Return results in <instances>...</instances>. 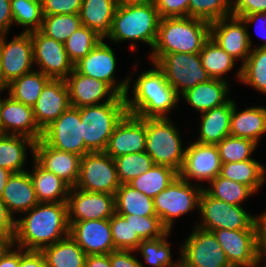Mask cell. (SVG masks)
I'll use <instances>...</instances> for the list:
<instances>
[{
    "label": "cell",
    "instance_id": "obj_1",
    "mask_svg": "<svg viewBox=\"0 0 266 267\" xmlns=\"http://www.w3.org/2000/svg\"><path fill=\"white\" fill-rule=\"evenodd\" d=\"M15 219L13 245L41 251L69 235L67 202L38 203Z\"/></svg>",
    "mask_w": 266,
    "mask_h": 267
},
{
    "label": "cell",
    "instance_id": "obj_2",
    "mask_svg": "<svg viewBox=\"0 0 266 267\" xmlns=\"http://www.w3.org/2000/svg\"><path fill=\"white\" fill-rule=\"evenodd\" d=\"M142 72L134 82L133 96L125 95L127 112L140 118H169L178 108L180 96L167 82L163 71L155 64ZM129 96V97H128Z\"/></svg>",
    "mask_w": 266,
    "mask_h": 267
},
{
    "label": "cell",
    "instance_id": "obj_3",
    "mask_svg": "<svg viewBox=\"0 0 266 267\" xmlns=\"http://www.w3.org/2000/svg\"><path fill=\"white\" fill-rule=\"evenodd\" d=\"M160 20L161 17L155 4L119 2L110 33L105 39L114 41L113 43L129 40L133 52L137 49L136 42L138 41L147 43L153 49Z\"/></svg>",
    "mask_w": 266,
    "mask_h": 267
},
{
    "label": "cell",
    "instance_id": "obj_4",
    "mask_svg": "<svg viewBox=\"0 0 266 267\" xmlns=\"http://www.w3.org/2000/svg\"><path fill=\"white\" fill-rule=\"evenodd\" d=\"M210 38V22L192 17L161 18L151 54L199 53Z\"/></svg>",
    "mask_w": 266,
    "mask_h": 267
},
{
    "label": "cell",
    "instance_id": "obj_5",
    "mask_svg": "<svg viewBox=\"0 0 266 267\" xmlns=\"http://www.w3.org/2000/svg\"><path fill=\"white\" fill-rule=\"evenodd\" d=\"M82 137L91 151H105L115 127L128 113L125 96L117 95L111 102L79 108Z\"/></svg>",
    "mask_w": 266,
    "mask_h": 267
},
{
    "label": "cell",
    "instance_id": "obj_6",
    "mask_svg": "<svg viewBox=\"0 0 266 267\" xmlns=\"http://www.w3.org/2000/svg\"><path fill=\"white\" fill-rule=\"evenodd\" d=\"M186 148H183L178 128L170 118H146L145 152L154 164L180 171Z\"/></svg>",
    "mask_w": 266,
    "mask_h": 267
},
{
    "label": "cell",
    "instance_id": "obj_7",
    "mask_svg": "<svg viewBox=\"0 0 266 267\" xmlns=\"http://www.w3.org/2000/svg\"><path fill=\"white\" fill-rule=\"evenodd\" d=\"M192 183L178 176L153 198L156 214L170 232L176 218L190 213L194 208L199 209L200 195L204 186Z\"/></svg>",
    "mask_w": 266,
    "mask_h": 267
},
{
    "label": "cell",
    "instance_id": "obj_8",
    "mask_svg": "<svg viewBox=\"0 0 266 267\" xmlns=\"http://www.w3.org/2000/svg\"><path fill=\"white\" fill-rule=\"evenodd\" d=\"M149 58L163 71L167 82L179 96L198 83L211 79L203 68L199 53L150 54Z\"/></svg>",
    "mask_w": 266,
    "mask_h": 267
},
{
    "label": "cell",
    "instance_id": "obj_9",
    "mask_svg": "<svg viewBox=\"0 0 266 267\" xmlns=\"http://www.w3.org/2000/svg\"><path fill=\"white\" fill-rule=\"evenodd\" d=\"M199 212L201 223L196 226L207 231L256 229L257 216L254 217L242 206L211 197L204 189L200 195Z\"/></svg>",
    "mask_w": 266,
    "mask_h": 267
},
{
    "label": "cell",
    "instance_id": "obj_10",
    "mask_svg": "<svg viewBox=\"0 0 266 267\" xmlns=\"http://www.w3.org/2000/svg\"><path fill=\"white\" fill-rule=\"evenodd\" d=\"M120 185L115 161L105 151L89 152L81 157L75 188L115 195Z\"/></svg>",
    "mask_w": 266,
    "mask_h": 267
},
{
    "label": "cell",
    "instance_id": "obj_11",
    "mask_svg": "<svg viewBox=\"0 0 266 267\" xmlns=\"http://www.w3.org/2000/svg\"><path fill=\"white\" fill-rule=\"evenodd\" d=\"M194 227L180 249V262L186 267H232L214 233Z\"/></svg>",
    "mask_w": 266,
    "mask_h": 267
},
{
    "label": "cell",
    "instance_id": "obj_12",
    "mask_svg": "<svg viewBox=\"0 0 266 267\" xmlns=\"http://www.w3.org/2000/svg\"><path fill=\"white\" fill-rule=\"evenodd\" d=\"M41 140L49 146L83 157L91 152L84 144L79 108L70 106L43 129Z\"/></svg>",
    "mask_w": 266,
    "mask_h": 267
},
{
    "label": "cell",
    "instance_id": "obj_13",
    "mask_svg": "<svg viewBox=\"0 0 266 267\" xmlns=\"http://www.w3.org/2000/svg\"><path fill=\"white\" fill-rule=\"evenodd\" d=\"M116 55L114 50L101 40L91 52L74 65V68L81 74L102 80L107 83L118 95L125 96L131 86L132 75L123 78L119 83H116Z\"/></svg>",
    "mask_w": 266,
    "mask_h": 267
},
{
    "label": "cell",
    "instance_id": "obj_14",
    "mask_svg": "<svg viewBox=\"0 0 266 267\" xmlns=\"http://www.w3.org/2000/svg\"><path fill=\"white\" fill-rule=\"evenodd\" d=\"M33 62L51 79H66L74 65L66 53L64 43L44 35L40 30L30 32Z\"/></svg>",
    "mask_w": 266,
    "mask_h": 267
},
{
    "label": "cell",
    "instance_id": "obj_15",
    "mask_svg": "<svg viewBox=\"0 0 266 267\" xmlns=\"http://www.w3.org/2000/svg\"><path fill=\"white\" fill-rule=\"evenodd\" d=\"M250 36L241 17L231 15L210 23V39L242 64L253 49Z\"/></svg>",
    "mask_w": 266,
    "mask_h": 267
},
{
    "label": "cell",
    "instance_id": "obj_16",
    "mask_svg": "<svg viewBox=\"0 0 266 267\" xmlns=\"http://www.w3.org/2000/svg\"><path fill=\"white\" fill-rule=\"evenodd\" d=\"M68 222L110 219L116 213L115 195L71 188L68 200Z\"/></svg>",
    "mask_w": 266,
    "mask_h": 267
},
{
    "label": "cell",
    "instance_id": "obj_17",
    "mask_svg": "<svg viewBox=\"0 0 266 267\" xmlns=\"http://www.w3.org/2000/svg\"><path fill=\"white\" fill-rule=\"evenodd\" d=\"M222 162L215 144H202L193 141L185 150L179 176L191 183V179L212 181L220 174Z\"/></svg>",
    "mask_w": 266,
    "mask_h": 267
},
{
    "label": "cell",
    "instance_id": "obj_18",
    "mask_svg": "<svg viewBox=\"0 0 266 267\" xmlns=\"http://www.w3.org/2000/svg\"><path fill=\"white\" fill-rule=\"evenodd\" d=\"M7 34H0V56L3 76L10 83L33 70V44L30 32L22 31L9 42Z\"/></svg>",
    "mask_w": 266,
    "mask_h": 267
},
{
    "label": "cell",
    "instance_id": "obj_19",
    "mask_svg": "<svg viewBox=\"0 0 266 267\" xmlns=\"http://www.w3.org/2000/svg\"><path fill=\"white\" fill-rule=\"evenodd\" d=\"M7 96L0 98V134L20 135L35 141L41 139L43 130L35 120L33 107Z\"/></svg>",
    "mask_w": 266,
    "mask_h": 267
},
{
    "label": "cell",
    "instance_id": "obj_20",
    "mask_svg": "<svg viewBox=\"0 0 266 267\" xmlns=\"http://www.w3.org/2000/svg\"><path fill=\"white\" fill-rule=\"evenodd\" d=\"M146 118L127 113L115 127L105 152L113 159L145 151Z\"/></svg>",
    "mask_w": 266,
    "mask_h": 267
},
{
    "label": "cell",
    "instance_id": "obj_21",
    "mask_svg": "<svg viewBox=\"0 0 266 267\" xmlns=\"http://www.w3.org/2000/svg\"><path fill=\"white\" fill-rule=\"evenodd\" d=\"M232 267H256V229L212 231Z\"/></svg>",
    "mask_w": 266,
    "mask_h": 267
},
{
    "label": "cell",
    "instance_id": "obj_22",
    "mask_svg": "<svg viewBox=\"0 0 266 267\" xmlns=\"http://www.w3.org/2000/svg\"><path fill=\"white\" fill-rule=\"evenodd\" d=\"M69 235L87 255L110 254L115 250L110 219L69 223Z\"/></svg>",
    "mask_w": 266,
    "mask_h": 267
},
{
    "label": "cell",
    "instance_id": "obj_23",
    "mask_svg": "<svg viewBox=\"0 0 266 267\" xmlns=\"http://www.w3.org/2000/svg\"><path fill=\"white\" fill-rule=\"evenodd\" d=\"M65 82L70 105L76 108L111 102L118 95L104 81L81 74L75 68Z\"/></svg>",
    "mask_w": 266,
    "mask_h": 267
},
{
    "label": "cell",
    "instance_id": "obj_24",
    "mask_svg": "<svg viewBox=\"0 0 266 267\" xmlns=\"http://www.w3.org/2000/svg\"><path fill=\"white\" fill-rule=\"evenodd\" d=\"M33 158L42 168L55 174L71 188L77 184L81 156L57 150L39 139L35 142Z\"/></svg>",
    "mask_w": 266,
    "mask_h": 267
},
{
    "label": "cell",
    "instance_id": "obj_25",
    "mask_svg": "<svg viewBox=\"0 0 266 267\" xmlns=\"http://www.w3.org/2000/svg\"><path fill=\"white\" fill-rule=\"evenodd\" d=\"M69 92L64 79H51L33 106L35 120L43 130L70 107Z\"/></svg>",
    "mask_w": 266,
    "mask_h": 267
},
{
    "label": "cell",
    "instance_id": "obj_26",
    "mask_svg": "<svg viewBox=\"0 0 266 267\" xmlns=\"http://www.w3.org/2000/svg\"><path fill=\"white\" fill-rule=\"evenodd\" d=\"M1 200L14 219L16 213L25 214L39 203L28 170L11 174L5 185Z\"/></svg>",
    "mask_w": 266,
    "mask_h": 267
},
{
    "label": "cell",
    "instance_id": "obj_27",
    "mask_svg": "<svg viewBox=\"0 0 266 267\" xmlns=\"http://www.w3.org/2000/svg\"><path fill=\"white\" fill-rule=\"evenodd\" d=\"M227 80L211 78L206 82L198 83L195 87L186 90L180 95L198 113L219 107L227 103L230 86Z\"/></svg>",
    "mask_w": 266,
    "mask_h": 267
},
{
    "label": "cell",
    "instance_id": "obj_28",
    "mask_svg": "<svg viewBox=\"0 0 266 267\" xmlns=\"http://www.w3.org/2000/svg\"><path fill=\"white\" fill-rule=\"evenodd\" d=\"M234 101L230 99L222 106L210 109L203 113L199 123V136L195 142L202 144H218L230 135V118Z\"/></svg>",
    "mask_w": 266,
    "mask_h": 267
},
{
    "label": "cell",
    "instance_id": "obj_29",
    "mask_svg": "<svg viewBox=\"0 0 266 267\" xmlns=\"http://www.w3.org/2000/svg\"><path fill=\"white\" fill-rule=\"evenodd\" d=\"M266 133V107L252 106L238 111L236 103L230 118V135L250 139L257 144Z\"/></svg>",
    "mask_w": 266,
    "mask_h": 267
},
{
    "label": "cell",
    "instance_id": "obj_30",
    "mask_svg": "<svg viewBox=\"0 0 266 267\" xmlns=\"http://www.w3.org/2000/svg\"><path fill=\"white\" fill-rule=\"evenodd\" d=\"M118 3L119 0H82L79 13L82 25L105 39L110 33Z\"/></svg>",
    "mask_w": 266,
    "mask_h": 267
},
{
    "label": "cell",
    "instance_id": "obj_31",
    "mask_svg": "<svg viewBox=\"0 0 266 267\" xmlns=\"http://www.w3.org/2000/svg\"><path fill=\"white\" fill-rule=\"evenodd\" d=\"M29 171L39 203L67 202L71 187L50 171L42 168L34 159Z\"/></svg>",
    "mask_w": 266,
    "mask_h": 267
},
{
    "label": "cell",
    "instance_id": "obj_32",
    "mask_svg": "<svg viewBox=\"0 0 266 267\" xmlns=\"http://www.w3.org/2000/svg\"><path fill=\"white\" fill-rule=\"evenodd\" d=\"M35 142L25 136L0 134V167L12 173L27 171L24 170L27 148L29 147L34 156Z\"/></svg>",
    "mask_w": 266,
    "mask_h": 267
},
{
    "label": "cell",
    "instance_id": "obj_33",
    "mask_svg": "<svg viewBox=\"0 0 266 267\" xmlns=\"http://www.w3.org/2000/svg\"><path fill=\"white\" fill-rule=\"evenodd\" d=\"M41 252L47 267H85L87 254L70 235L44 247Z\"/></svg>",
    "mask_w": 266,
    "mask_h": 267
},
{
    "label": "cell",
    "instance_id": "obj_34",
    "mask_svg": "<svg viewBox=\"0 0 266 267\" xmlns=\"http://www.w3.org/2000/svg\"><path fill=\"white\" fill-rule=\"evenodd\" d=\"M220 176L242 183L258 192L266 179L264 165L256 159L241 162L222 163Z\"/></svg>",
    "mask_w": 266,
    "mask_h": 267
},
{
    "label": "cell",
    "instance_id": "obj_35",
    "mask_svg": "<svg viewBox=\"0 0 266 267\" xmlns=\"http://www.w3.org/2000/svg\"><path fill=\"white\" fill-rule=\"evenodd\" d=\"M115 206L119 215L157 216L153 199L129 184L117 189Z\"/></svg>",
    "mask_w": 266,
    "mask_h": 267
},
{
    "label": "cell",
    "instance_id": "obj_36",
    "mask_svg": "<svg viewBox=\"0 0 266 267\" xmlns=\"http://www.w3.org/2000/svg\"><path fill=\"white\" fill-rule=\"evenodd\" d=\"M51 80L41 71L32 70L8 84V93L16 101L33 107L45 85Z\"/></svg>",
    "mask_w": 266,
    "mask_h": 267
},
{
    "label": "cell",
    "instance_id": "obj_37",
    "mask_svg": "<svg viewBox=\"0 0 266 267\" xmlns=\"http://www.w3.org/2000/svg\"><path fill=\"white\" fill-rule=\"evenodd\" d=\"M179 176V172L166 165L154 164L128 184L152 199Z\"/></svg>",
    "mask_w": 266,
    "mask_h": 267
},
{
    "label": "cell",
    "instance_id": "obj_38",
    "mask_svg": "<svg viewBox=\"0 0 266 267\" xmlns=\"http://www.w3.org/2000/svg\"><path fill=\"white\" fill-rule=\"evenodd\" d=\"M236 75L241 83L266 94V48H253Z\"/></svg>",
    "mask_w": 266,
    "mask_h": 267
},
{
    "label": "cell",
    "instance_id": "obj_39",
    "mask_svg": "<svg viewBox=\"0 0 266 267\" xmlns=\"http://www.w3.org/2000/svg\"><path fill=\"white\" fill-rule=\"evenodd\" d=\"M199 54L203 68L210 78L215 79L226 80L225 74L235 67L237 61L210 38L204 43Z\"/></svg>",
    "mask_w": 266,
    "mask_h": 267
},
{
    "label": "cell",
    "instance_id": "obj_40",
    "mask_svg": "<svg viewBox=\"0 0 266 267\" xmlns=\"http://www.w3.org/2000/svg\"><path fill=\"white\" fill-rule=\"evenodd\" d=\"M210 186V187H209ZM209 186L203 189L216 199L222 200L225 203L242 206L243 201L255 194L248 186L226 179L220 175L209 182Z\"/></svg>",
    "mask_w": 266,
    "mask_h": 267
},
{
    "label": "cell",
    "instance_id": "obj_41",
    "mask_svg": "<svg viewBox=\"0 0 266 267\" xmlns=\"http://www.w3.org/2000/svg\"><path fill=\"white\" fill-rule=\"evenodd\" d=\"M170 231L162 237L142 240L135 251H139L144 261L153 267H175L178 262L173 261L170 243L167 242Z\"/></svg>",
    "mask_w": 266,
    "mask_h": 267
},
{
    "label": "cell",
    "instance_id": "obj_42",
    "mask_svg": "<svg viewBox=\"0 0 266 267\" xmlns=\"http://www.w3.org/2000/svg\"><path fill=\"white\" fill-rule=\"evenodd\" d=\"M103 39L96 31L82 25L65 41L64 47L70 61L75 65Z\"/></svg>",
    "mask_w": 266,
    "mask_h": 267
},
{
    "label": "cell",
    "instance_id": "obj_43",
    "mask_svg": "<svg viewBox=\"0 0 266 267\" xmlns=\"http://www.w3.org/2000/svg\"><path fill=\"white\" fill-rule=\"evenodd\" d=\"M111 234L115 250H136L143 240L134 233L133 215H119L115 213L110 218Z\"/></svg>",
    "mask_w": 266,
    "mask_h": 267
},
{
    "label": "cell",
    "instance_id": "obj_44",
    "mask_svg": "<svg viewBox=\"0 0 266 267\" xmlns=\"http://www.w3.org/2000/svg\"><path fill=\"white\" fill-rule=\"evenodd\" d=\"M13 24L24 26L23 32L40 30L43 21L42 3L35 0H10Z\"/></svg>",
    "mask_w": 266,
    "mask_h": 267
},
{
    "label": "cell",
    "instance_id": "obj_45",
    "mask_svg": "<svg viewBox=\"0 0 266 267\" xmlns=\"http://www.w3.org/2000/svg\"><path fill=\"white\" fill-rule=\"evenodd\" d=\"M82 26L79 14L43 16L40 31L59 42L65 41Z\"/></svg>",
    "mask_w": 266,
    "mask_h": 267
},
{
    "label": "cell",
    "instance_id": "obj_46",
    "mask_svg": "<svg viewBox=\"0 0 266 267\" xmlns=\"http://www.w3.org/2000/svg\"><path fill=\"white\" fill-rule=\"evenodd\" d=\"M114 161L118 179L121 184H128L154 165V161L145 151L126 154L114 158Z\"/></svg>",
    "mask_w": 266,
    "mask_h": 267
},
{
    "label": "cell",
    "instance_id": "obj_47",
    "mask_svg": "<svg viewBox=\"0 0 266 267\" xmlns=\"http://www.w3.org/2000/svg\"><path fill=\"white\" fill-rule=\"evenodd\" d=\"M258 144L250 139L228 135L216 144L222 163L241 162L253 159L252 153Z\"/></svg>",
    "mask_w": 266,
    "mask_h": 267
},
{
    "label": "cell",
    "instance_id": "obj_48",
    "mask_svg": "<svg viewBox=\"0 0 266 267\" xmlns=\"http://www.w3.org/2000/svg\"><path fill=\"white\" fill-rule=\"evenodd\" d=\"M234 0H189V17L208 22L232 15Z\"/></svg>",
    "mask_w": 266,
    "mask_h": 267
},
{
    "label": "cell",
    "instance_id": "obj_49",
    "mask_svg": "<svg viewBox=\"0 0 266 267\" xmlns=\"http://www.w3.org/2000/svg\"><path fill=\"white\" fill-rule=\"evenodd\" d=\"M134 233L143 240L162 237L168 230L158 216H138L133 214Z\"/></svg>",
    "mask_w": 266,
    "mask_h": 267
},
{
    "label": "cell",
    "instance_id": "obj_50",
    "mask_svg": "<svg viewBox=\"0 0 266 267\" xmlns=\"http://www.w3.org/2000/svg\"><path fill=\"white\" fill-rule=\"evenodd\" d=\"M82 0H44L42 2L43 16L79 14Z\"/></svg>",
    "mask_w": 266,
    "mask_h": 267
},
{
    "label": "cell",
    "instance_id": "obj_51",
    "mask_svg": "<svg viewBox=\"0 0 266 267\" xmlns=\"http://www.w3.org/2000/svg\"><path fill=\"white\" fill-rule=\"evenodd\" d=\"M161 18L189 17V0H156Z\"/></svg>",
    "mask_w": 266,
    "mask_h": 267
},
{
    "label": "cell",
    "instance_id": "obj_52",
    "mask_svg": "<svg viewBox=\"0 0 266 267\" xmlns=\"http://www.w3.org/2000/svg\"><path fill=\"white\" fill-rule=\"evenodd\" d=\"M266 0H234L232 15L241 17L253 13H265Z\"/></svg>",
    "mask_w": 266,
    "mask_h": 267
},
{
    "label": "cell",
    "instance_id": "obj_53",
    "mask_svg": "<svg viewBox=\"0 0 266 267\" xmlns=\"http://www.w3.org/2000/svg\"><path fill=\"white\" fill-rule=\"evenodd\" d=\"M134 250L116 249L110 253L111 267H144L135 255Z\"/></svg>",
    "mask_w": 266,
    "mask_h": 267
},
{
    "label": "cell",
    "instance_id": "obj_54",
    "mask_svg": "<svg viewBox=\"0 0 266 267\" xmlns=\"http://www.w3.org/2000/svg\"><path fill=\"white\" fill-rule=\"evenodd\" d=\"M255 226H256V260H257L256 267H258L261 265L260 263H262V260L266 259V220L261 215H258L255 221Z\"/></svg>",
    "mask_w": 266,
    "mask_h": 267
},
{
    "label": "cell",
    "instance_id": "obj_55",
    "mask_svg": "<svg viewBox=\"0 0 266 267\" xmlns=\"http://www.w3.org/2000/svg\"><path fill=\"white\" fill-rule=\"evenodd\" d=\"M19 267H47L44 254L41 251L20 248Z\"/></svg>",
    "mask_w": 266,
    "mask_h": 267
},
{
    "label": "cell",
    "instance_id": "obj_56",
    "mask_svg": "<svg viewBox=\"0 0 266 267\" xmlns=\"http://www.w3.org/2000/svg\"><path fill=\"white\" fill-rule=\"evenodd\" d=\"M15 219L8 213L5 203L0 197V234L14 236Z\"/></svg>",
    "mask_w": 266,
    "mask_h": 267
},
{
    "label": "cell",
    "instance_id": "obj_57",
    "mask_svg": "<svg viewBox=\"0 0 266 267\" xmlns=\"http://www.w3.org/2000/svg\"><path fill=\"white\" fill-rule=\"evenodd\" d=\"M242 20L244 21L246 27H251V23L255 22L256 26L257 24L261 23V33L259 34V37H262L263 39H265V42L261 45L258 46V48L262 47V48H266V12L265 13H253V14H248V15H243L241 16ZM255 26V28L257 29V27ZM259 26V25H258ZM260 28L258 30H260ZM265 31H263V30ZM257 31V30H256ZM263 32V33H262ZM258 33V31L256 32Z\"/></svg>",
    "mask_w": 266,
    "mask_h": 267
},
{
    "label": "cell",
    "instance_id": "obj_58",
    "mask_svg": "<svg viewBox=\"0 0 266 267\" xmlns=\"http://www.w3.org/2000/svg\"><path fill=\"white\" fill-rule=\"evenodd\" d=\"M13 25L10 0H0V34L7 33Z\"/></svg>",
    "mask_w": 266,
    "mask_h": 267
},
{
    "label": "cell",
    "instance_id": "obj_59",
    "mask_svg": "<svg viewBox=\"0 0 266 267\" xmlns=\"http://www.w3.org/2000/svg\"><path fill=\"white\" fill-rule=\"evenodd\" d=\"M19 265L20 248L12 245L0 258V267H19Z\"/></svg>",
    "mask_w": 266,
    "mask_h": 267
},
{
    "label": "cell",
    "instance_id": "obj_60",
    "mask_svg": "<svg viewBox=\"0 0 266 267\" xmlns=\"http://www.w3.org/2000/svg\"><path fill=\"white\" fill-rule=\"evenodd\" d=\"M85 267H111L110 254L87 255Z\"/></svg>",
    "mask_w": 266,
    "mask_h": 267
},
{
    "label": "cell",
    "instance_id": "obj_61",
    "mask_svg": "<svg viewBox=\"0 0 266 267\" xmlns=\"http://www.w3.org/2000/svg\"><path fill=\"white\" fill-rule=\"evenodd\" d=\"M13 237L14 236L0 234V258L13 245Z\"/></svg>",
    "mask_w": 266,
    "mask_h": 267
},
{
    "label": "cell",
    "instance_id": "obj_62",
    "mask_svg": "<svg viewBox=\"0 0 266 267\" xmlns=\"http://www.w3.org/2000/svg\"><path fill=\"white\" fill-rule=\"evenodd\" d=\"M11 174L12 172H10L9 170L0 167V197L3 194L7 180L11 176Z\"/></svg>",
    "mask_w": 266,
    "mask_h": 267
},
{
    "label": "cell",
    "instance_id": "obj_63",
    "mask_svg": "<svg viewBox=\"0 0 266 267\" xmlns=\"http://www.w3.org/2000/svg\"><path fill=\"white\" fill-rule=\"evenodd\" d=\"M8 84L9 83L5 80L3 76L2 61L0 56V92H3L8 89Z\"/></svg>",
    "mask_w": 266,
    "mask_h": 267
},
{
    "label": "cell",
    "instance_id": "obj_64",
    "mask_svg": "<svg viewBox=\"0 0 266 267\" xmlns=\"http://www.w3.org/2000/svg\"><path fill=\"white\" fill-rule=\"evenodd\" d=\"M119 2L137 3V4H155L156 0H119Z\"/></svg>",
    "mask_w": 266,
    "mask_h": 267
},
{
    "label": "cell",
    "instance_id": "obj_65",
    "mask_svg": "<svg viewBox=\"0 0 266 267\" xmlns=\"http://www.w3.org/2000/svg\"><path fill=\"white\" fill-rule=\"evenodd\" d=\"M175 267H186L182 262L179 261V263Z\"/></svg>",
    "mask_w": 266,
    "mask_h": 267
},
{
    "label": "cell",
    "instance_id": "obj_66",
    "mask_svg": "<svg viewBox=\"0 0 266 267\" xmlns=\"http://www.w3.org/2000/svg\"><path fill=\"white\" fill-rule=\"evenodd\" d=\"M260 215L266 220V210L263 212V214Z\"/></svg>",
    "mask_w": 266,
    "mask_h": 267
}]
</instances>
